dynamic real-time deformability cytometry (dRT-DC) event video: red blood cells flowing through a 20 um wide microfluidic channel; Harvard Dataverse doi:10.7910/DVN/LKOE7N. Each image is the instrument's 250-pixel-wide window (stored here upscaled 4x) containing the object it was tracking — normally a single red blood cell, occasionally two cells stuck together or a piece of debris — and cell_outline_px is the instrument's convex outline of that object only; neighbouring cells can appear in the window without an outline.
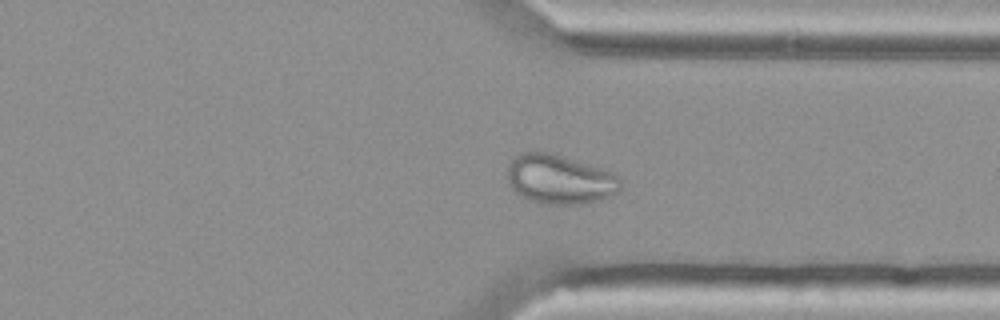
{"species": "Egyptian fruit bat (a non-hibernating species)", "species_latin": "Rousettus aegyptiacus", "temperature_condition": "cold", "stored_images_in_passage": 46, "camera_frame_rate_fps": 3000, "um_per_image_px": 0.085, "animal": {"sex": "female"}, "frame": {"image": 1, "passage_image": 33, "time_ms": 10.667, "image_size_px": [1000, 320], "cell_outline_px": [[620, 188], [612, 196], [580, 204], [544, 204], [528, 200], [520, 196], [508, 184], [508, 164], [516, 156], [532, 148], [552, 152], [612, 172], [620, 180]], "centroid_in_image_um": [47.52, 15.22], "position_along_channel_um": 363.9, "area_um2": 32.77}}